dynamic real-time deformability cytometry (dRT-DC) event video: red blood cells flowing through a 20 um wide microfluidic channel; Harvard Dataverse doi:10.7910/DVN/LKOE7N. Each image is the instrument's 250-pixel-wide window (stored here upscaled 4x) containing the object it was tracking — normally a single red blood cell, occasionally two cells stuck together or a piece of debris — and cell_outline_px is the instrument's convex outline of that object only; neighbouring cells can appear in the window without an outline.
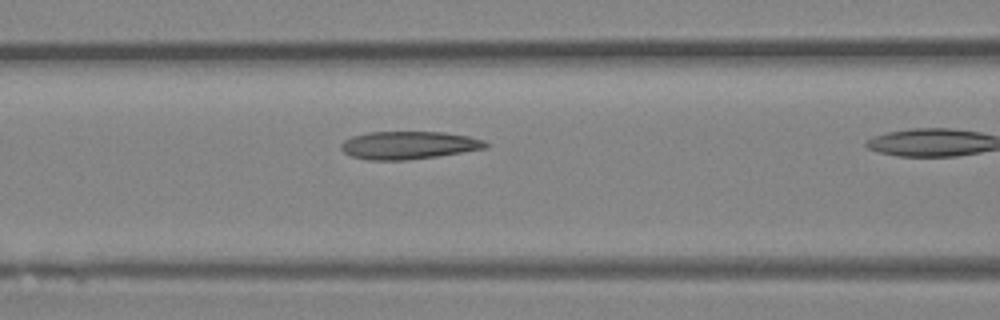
{"species": "Egyptian fruit bat (a non-hibernating species)", "species_latin": "Rousettus aegyptiacus", "temperature_condition": "room temperature", "stored_images_in_passage": 19, "camera_frame_rate_fps": 3000, "um_per_image_px": 0.085, "animal": {"sex": "female"}, "frame": {"image": 1, "passage_image": 16, "time_ms": 5.0, "image_size_px": [1000, 320], "cell_outline_px": [[488, 148], [440, 156], [408, 160], [368, 160], [352, 156], [344, 152], [340, 148], [340, 144], [344, 140], [352, 136], [368, 132], [444, 132], [468, 136], [484, 140], [488, 144]], "centroid_in_image_um": [34.75, 12.34], "position_along_channel_um": 131.9, "area_um2": 23.64}}